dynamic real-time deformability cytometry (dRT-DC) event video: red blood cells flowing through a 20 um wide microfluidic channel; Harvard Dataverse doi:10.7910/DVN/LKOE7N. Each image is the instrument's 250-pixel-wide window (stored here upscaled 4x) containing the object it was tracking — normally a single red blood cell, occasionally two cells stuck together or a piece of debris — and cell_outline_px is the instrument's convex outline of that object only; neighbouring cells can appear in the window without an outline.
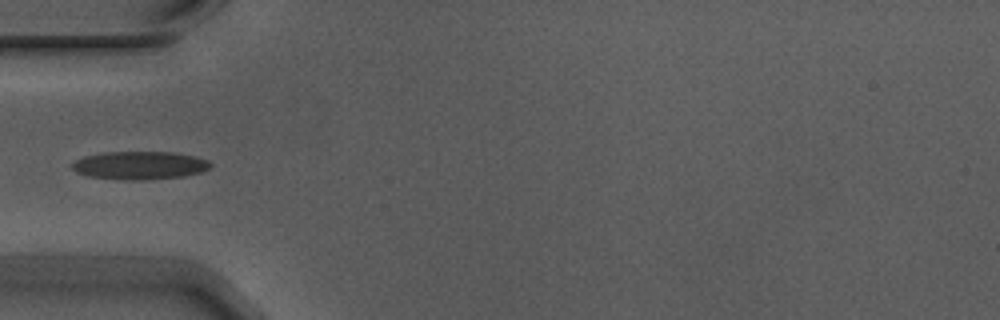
{"species": "Egyptian fruit bat (a non-hibernating species)", "species_latin": "Rousettus aegyptiacus", "temperature_condition": "warm", "stored_images_in_passage": 6, "camera_frame_rate_fps": 3000, "um_per_image_px": 0.085, "animal": {"sex": "male"}, "frame": {"image": 1, "passage_image": 6, "time_ms": 1.667, "image_size_px": [1000, 320], "cell_outline_px": [[212, 168], [200, 172], [184, 176], [144, 180], [124, 180], [88, 176], [76, 172], [72, 168], [72, 164], [76, 160], [84, 156], [104, 152], [172, 152], [196, 156], [208, 160], [212, 164]], "centroid_in_image_um": [11.9, 14.05], "position_along_channel_um": 73.1, "area_um2": 22.77}}